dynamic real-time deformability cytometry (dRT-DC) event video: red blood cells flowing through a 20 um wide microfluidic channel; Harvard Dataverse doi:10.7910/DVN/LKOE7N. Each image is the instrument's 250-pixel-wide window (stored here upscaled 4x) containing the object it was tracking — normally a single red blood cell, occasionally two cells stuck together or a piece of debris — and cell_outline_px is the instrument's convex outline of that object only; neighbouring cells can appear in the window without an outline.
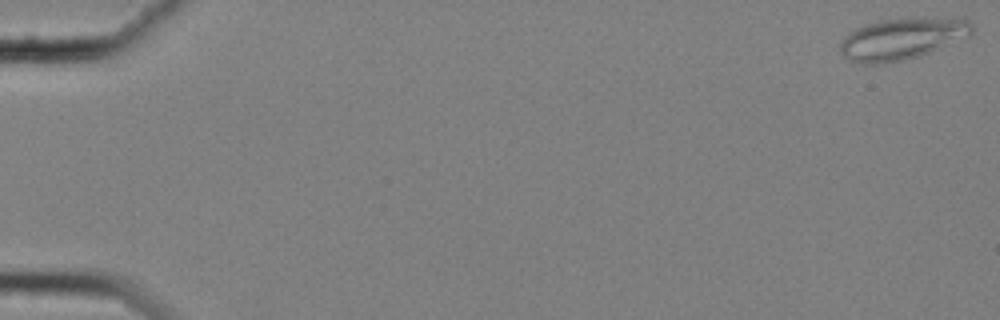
{"species": "common noctule bat (a hibernating species)", "species_latin": "Nyctalus noctula", "temperature_condition": "cold", "stored_images_in_passage": 59, "camera_frame_rate_fps": 3000, "um_per_image_px": 0.085, "animal": {"sex": "female", "body_mass_g": 25.1}, "frame": {"image": 1, "passage_image": 1, "time_ms": 0.0, "image_size_px": [1000, 320], "cell_outline_px": [[972, 32], [968, 36], [920, 56], [880, 64], [864, 64], [848, 60], [840, 52], [840, 44], [844, 36], [848, 32], [856, 28], [880, 20], [908, 16], [912, 16], [968, 20], [972, 24]], "centroid_in_image_um": [76.63, 3.28], "position_along_channel_um": 8.4, "area_um2": 32.02}}
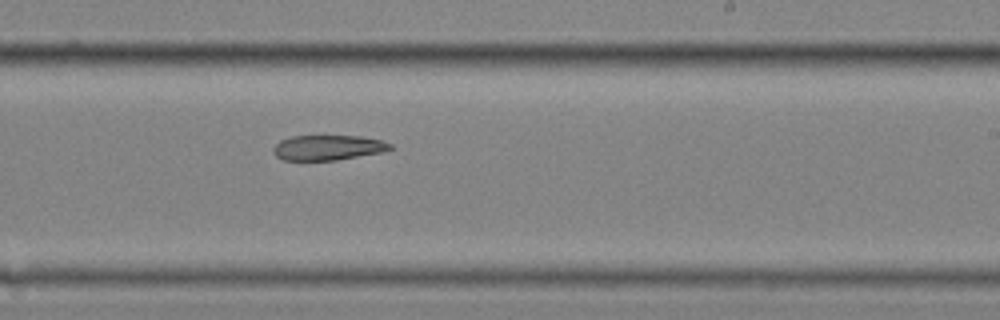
{"frame": {"image": 2, "passage_image": 37, "time_ms": 12.0, "image_size_px": [1000, 320], "cell_outline_px": [[392, 148], [384, 152], [336, 160], [280, 160], [272, 152], [272, 148], [280, 140], [292, 136], [360, 136], [384, 140], [392, 144]], "centroid_in_image_um": [27.88, 12.55], "position_along_channel_um": 261.1, "area_um2": 17.28}}
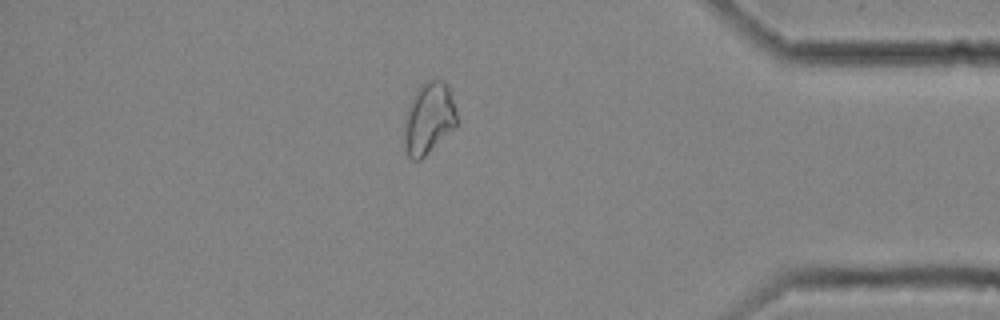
{"frame": {"image": 3, "passage_image": 51, "time_ms": 16.667, "image_size_px": [1000, 320], "cell_outline_px": [[456, 128], [420, 160], [412, 160], [408, 156], [404, 144], [404, 120], [408, 104], [416, 88], [420, 84], [428, 80], [440, 80], [448, 88], [456, 112]], "centroid_in_image_um": [36.41, 10.08], "position_along_channel_um": 398.8, "area_um2": 22.02}}